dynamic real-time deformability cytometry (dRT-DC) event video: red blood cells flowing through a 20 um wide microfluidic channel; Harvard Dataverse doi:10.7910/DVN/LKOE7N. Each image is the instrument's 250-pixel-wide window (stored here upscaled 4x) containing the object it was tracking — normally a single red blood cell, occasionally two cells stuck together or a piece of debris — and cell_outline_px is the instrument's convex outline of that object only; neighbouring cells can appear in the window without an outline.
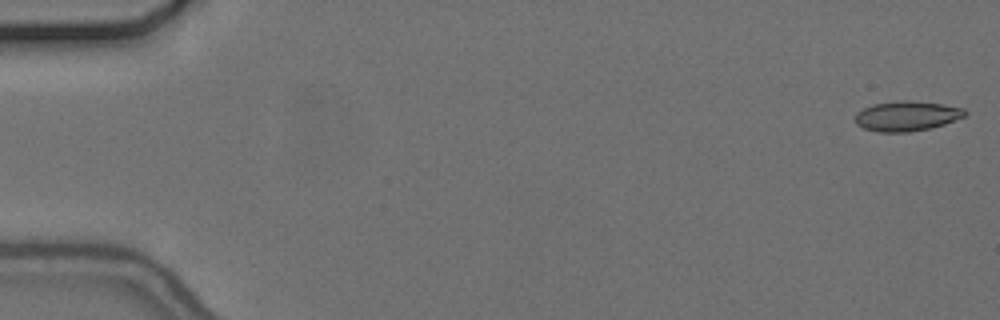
{"species": "common noctule bat (a hibernating species)", "species_latin": "Nyctalus noctula", "temperature_condition": "cold", "stored_images_in_passage": 20, "camera_frame_rate_fps": 3000, "um_per_image_px": 0.085, "animal": {"sex": "female", "body_mass_g": 24.6, "forearm_length_mm": 56.2}, "frame": {"image": 1, "passage_image": 1, "time_ms": 0.0, "image_size_px": [1000, 320], "cell_outline_px": [[968, 112], [964, 116], [944, 124], [928, 128], [908, 132], [876, 132], [864, 128], [856, 124], [856, 112], [872, 104], [904, 100], [944, 104], [964, 108]], "centroid_in_image_um": [77.07, 9.86], "position_along_channel_um": 7.9, "area_um2": 19.02}}